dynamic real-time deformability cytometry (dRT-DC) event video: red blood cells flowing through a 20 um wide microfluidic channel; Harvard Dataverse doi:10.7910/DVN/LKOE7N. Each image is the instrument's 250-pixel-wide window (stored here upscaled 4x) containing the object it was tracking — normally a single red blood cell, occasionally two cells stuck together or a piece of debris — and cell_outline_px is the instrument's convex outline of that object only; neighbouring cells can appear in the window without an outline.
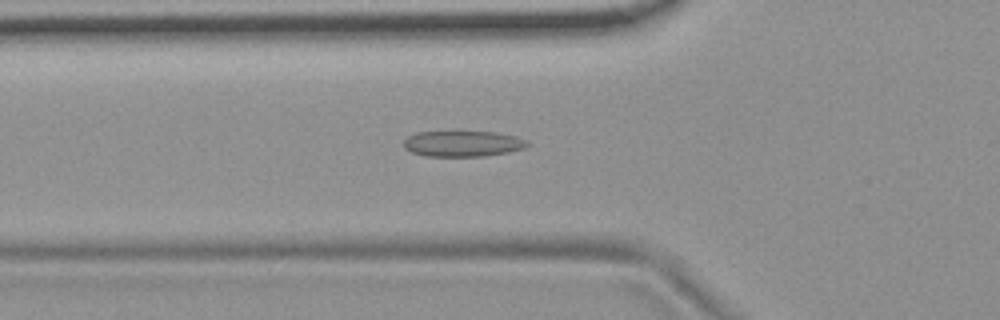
{"species": "common noctule bat (a hibernating species)", "species_latin": "Nyctalus noctula", "temperature_condition": "room temperature", "stored_images_in_passage": 48, "camera_frame_rate_fps": 3000, "um_per_image_px": 0.085, "animal": {"sex": "female", "body_mass_g": 19.9}, "frame": {"image": 1, "passage_image": 13, "time_ms": 4.0, "image_size_px": [1000, 320], "cell_outline_px": [[532, 144], [524, 148], [508, 152], [484, 156], [424, 156], [412, 152], [404, 148], [404, 140], [408, 136], [416, 132], [496, 132], [516, 136], [528, 140]], "centroid_in_image_um": [39.37, 12.21], "position_along_channel_um": 86.4, "area_um2": 18.67}}
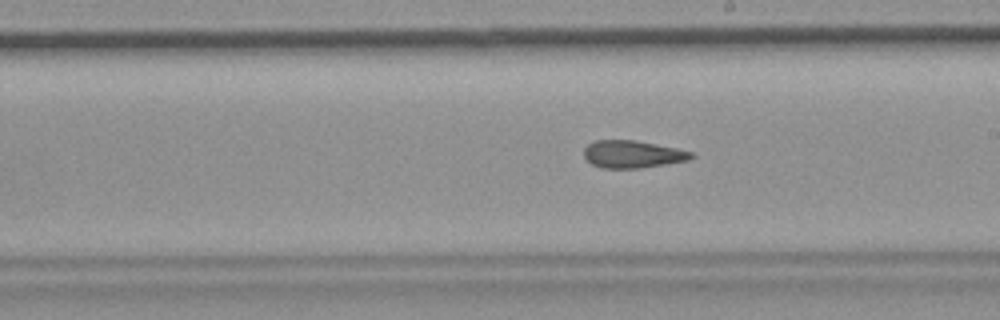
{"frame": {"image": 2, "passage_image": 25, "time_ms": 8.0, "image_size_px": [1000, 320], "cell_outline_px": [[696, 156], [688, 160], [640, 168], [600, 168], [592, 164], [584, 156], [584, 148], [588, 144], [596, 140], [636, 140], [696, 152]], "centroid_in_image_um": [53.79, 13.1], "position_along_channel_um": 235.2, "area_um2": 17.22}}
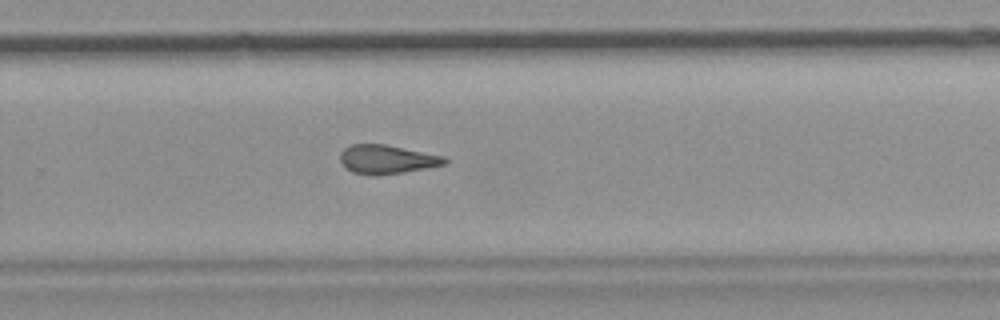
{"frame": {"image": 3, "passage_image": 30, "time_ms": 9.667, "image_size_px": [1000, 320], "cell_outline_px": [[448, 164], [400, 172], [352, 172], [340, 160], [340, 152], [344, 148], [352, 144], [384, 144], [444, 156], [448, 160]], "centroid_in_image_um": [32.92, 13.49], "position_along_channel_um": 296.9, "area_um2": 16.65}, "authors_computed_cell_mechanics": {"area_um2": 18.0047, "velocity_mm_per_s": 3.712, "shape_relaxation_time_tau1_ms": null, "shape_relaxation_time_tau2_ms": 3.5734, "deformation_change_tau1": null, "deformation_change_tau2": 0.1281}}